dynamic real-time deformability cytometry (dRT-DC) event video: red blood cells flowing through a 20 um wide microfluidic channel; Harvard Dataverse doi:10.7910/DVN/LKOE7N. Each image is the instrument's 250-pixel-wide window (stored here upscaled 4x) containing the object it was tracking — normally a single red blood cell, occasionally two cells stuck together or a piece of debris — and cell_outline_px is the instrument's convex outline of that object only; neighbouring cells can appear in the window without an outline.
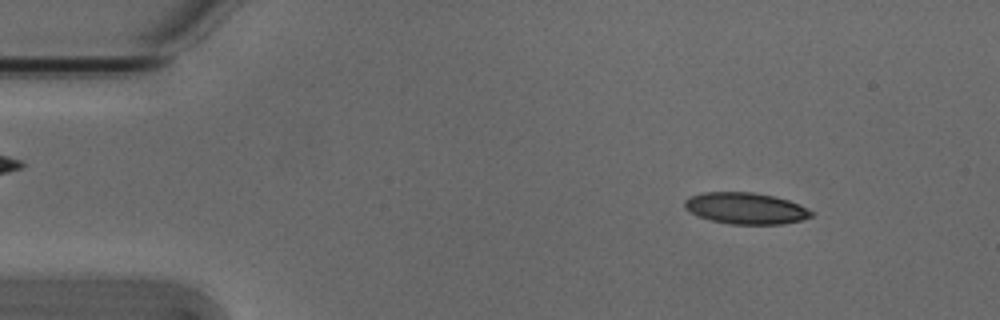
{"species": "Egyptian fruit bat (a non-hibernating species)", "species_latin": "Rousettus aegyptiacus", "temperature_condition": "cold", "stored_images_in_passage": 52, "camera_frame_rate_fps": 3000, "um_per_image_px": 0.085, "animal": {"sex": "male"}, "frame": {"image": 1, "passage_image": 6, "time_ms": 1.667, "image_size_px": [1000, 320], "cell_outline_px": [[812, 216], [800, 220], [780, 224], [732, 224], [712, 220], [700, 216], [684, 208], [684, 200], [692, 196], [704, 192], [756, 192], [776, 196], [800, 204], [812, 212]], "centroid_in_image_um": [63.4, 17.69], "position_along_channel_um": 21.6, "area_um2": 23.0}}
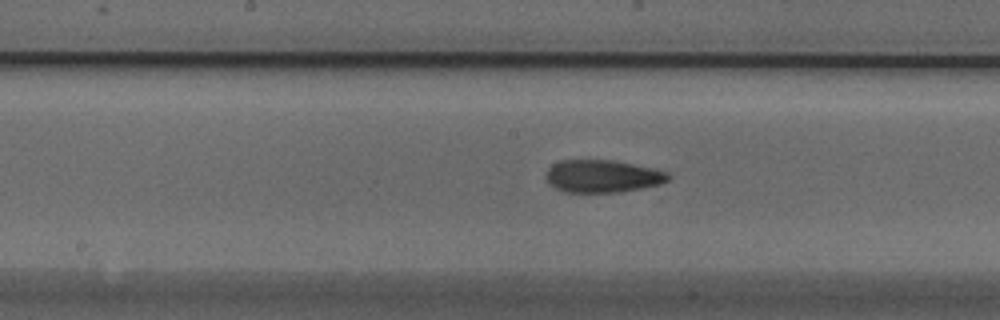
{"frame": {"image": 2, "passage_image": 26, "time_ms": 8.333, "image_size_px": [1000, 320], "cell_outline_px": [[672, 176], [668, 180], [660, 184], [644, 188], [620, 192], [564, 192], [556, 188], [544, 176], [548, 168], [552, 164], [560, 160], [612, 160], [656, 168], [668, 172]], "centroid_in_image_um": [51.25, 14.97], "position_along_channel_um": 196.9, "area_um2": 23.41}}
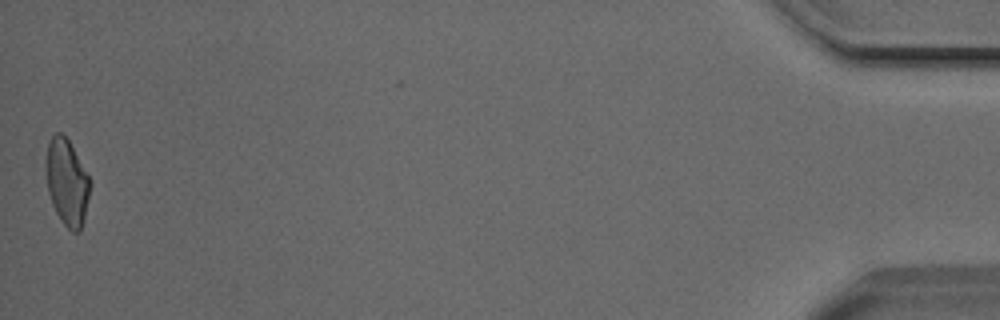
{"frame": {"image": 3, "passage_image": 52, "time_ms": 17.0, "image_size_px": [1000, 320], "cell_outline_px": [[92, 184], [84, 220], [80, 232], [72, 232], [64, 224], [56, 212], [52, 204], [48, 192], [44, 168], [44, 164], [48, 144], [52, 136], [56, 132], [60, 132], [68, 140], [88, 176]], "centroid_in_image_um": [5.68, 15.51], "position_along_channel_um": 429.5, "area_um2": 22.25}, "authors_computed_cell_mechanics": {"area_um2": 23.3223, "velocity_mm_per_s": 3.8418, "shape_relaxation_time_tau1_ms": 7.5922, "shape_relaxation_time_tau2_ms": 2.4602, "deformation_change_tau1": 0.183, "deformation_change_tau2": 0.0864}}